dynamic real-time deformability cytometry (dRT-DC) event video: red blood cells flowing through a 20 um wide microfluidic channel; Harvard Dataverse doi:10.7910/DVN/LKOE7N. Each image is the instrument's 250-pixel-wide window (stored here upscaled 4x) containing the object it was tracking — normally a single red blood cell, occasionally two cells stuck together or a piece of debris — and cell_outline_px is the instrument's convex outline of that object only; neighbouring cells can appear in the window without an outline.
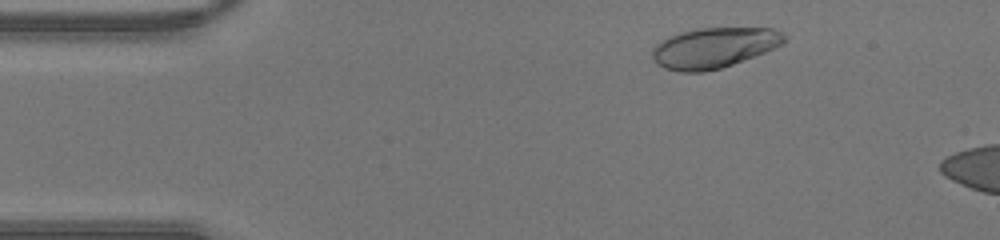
{"species": "human", "species_latin": "Homo sapiens", "temperature_condition": "warm", "stored_images_in_passage": 9, "camera_frame_rate_fps": 3000, "um_per_image_px": 0.085, "donor": {"sex": "male"}, "frame": {"image": 1, "passage_image": 4, "time_ms": 1.0, "image_size_px": [1000, 240], "cell_outline_px": [[784, 40], [780, 44], [764, 52], [732, 64], [720, 68], [704, 72], [680, 72], [664, 68], [656, 64], [652, 60], [652, 48], [660, 40], [680, 32], [696, 28], [772, 28], [780, 32], [784, 36]], "centroid_in_image_um": [60.59, 4.06], "position_along_channel_um": 24.4, "area_um2": 30.87}}